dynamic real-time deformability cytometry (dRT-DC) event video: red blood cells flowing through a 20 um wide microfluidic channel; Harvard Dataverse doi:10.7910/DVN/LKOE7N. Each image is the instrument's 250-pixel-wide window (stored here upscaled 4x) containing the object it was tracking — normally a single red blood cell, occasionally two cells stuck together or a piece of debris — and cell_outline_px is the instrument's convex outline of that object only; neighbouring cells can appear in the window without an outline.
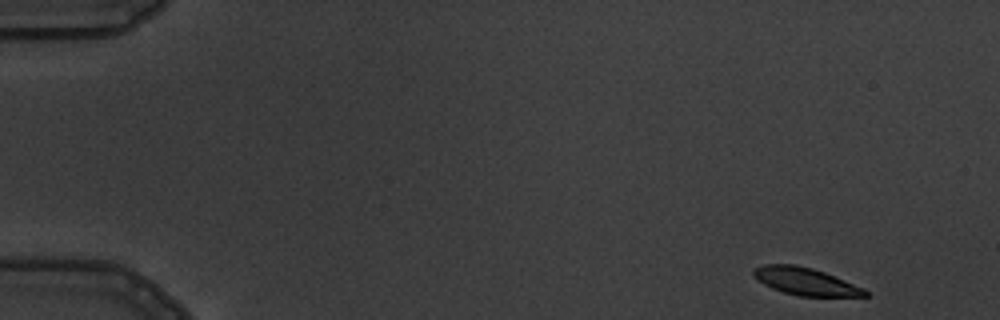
{"species": "common noctule bat (a hibernating species)", "species_latin": "Nyctalus noctula", "temperature_condition": "warm", "stored_images_in_passage": 4, "camera_frame_rate_fps": 3000, "um_per_image_px": 0.085, "animal": {"sex": "male", "body_mass_g": 19.5, "forearm_length_mm": 54.6}, "frame": {"image": 1, "passage_image": 1, "time_ms": 0.0, "image_size_px": [1000, 320], "cell_outline_px": [[872, 296], [800, 296], [784, 292], [772, 288], [764, 284], [752, 272], [752, 268], [764, 264], [796, 264], [812, 268], [824, 272], [864, 288]], "centroid_in_image_um": [68.48, 23.91], "position_along_channel_um": 16.5, "area_um2": 17.69}}
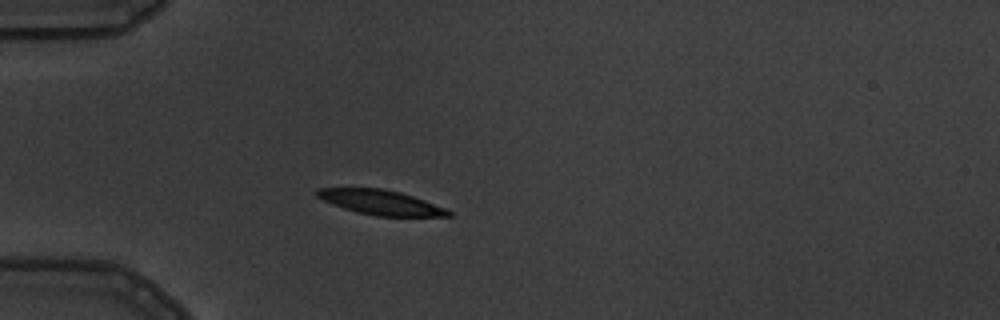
{"frame": {"image": 2, "passage_image": 4, "time_ms": 4.0, "image_size_px": [1000, 320], "cell_outline_px": [[452, 216], [376, 216], [356, 212], [332, 204], [316, 196], [312, 192], [316, 188], [384, 188], [400, 192], [424, 200], [444, 208], [452, 212]], "centroid_in_image_um": [32.3, 17.19], "position_along_channel_um": 52.7, "area_um2": 18.9}}